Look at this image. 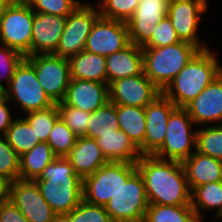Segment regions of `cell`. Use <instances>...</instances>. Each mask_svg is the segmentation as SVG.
I'll list each match as a JSON object with an SVG mask.
<instances>
[{"mask_svg": "<svg viewBox=\"0 0 222 222\" xmlns=\"http://www.w3.org/2000/svg\"><path fill=\"white\" fill-rule=\"evenodd\" d=\"M136 168L143 178L149 204L191 205V191L181 162L141 156Z\"/></svg>", "mask_w": 222, "mask_h": 222, "instance_id": "6da1fadb", "label": "cell"}, {"mask_svg": "<svg viewBox=\"0 0 222 222\" xmlns=\"http://www.w3.org/2000/svg\"><path fill=\"white\" fill-rule=\"evenodd\" d=\"M34 181L59 217L71 212L83 200V180L66 157H56Z\"/></svg>", "mask_w": 222, "mask_h": 222, "instance_id": "7a4b0ae2", "label": "cell"}, {"mask_svg": "<svg viewBox=\"0 0 222 222\" xmlns=\"http://www.w3.org/2000/svg\"><path fill=\"white\" fill-rule=\"evenodd\" d=\"M221 73L222 65L210 48L199 50L162 93L185 108Z\"/></svg>", "mask_w": 222, "mask_h": 222, "instance_id": "3957f363", "label": "cell"}, {"mask_svg": "<svg viewBox=\"0 0 222 222\" xmlns=\"http://www.w3.org/2000/svg\"><path fill=\"white\" fill-rule=\"evenodd\" d=\"M198 51L182 41L165 47H142L143 72L163 92Z\"/></svg>", "mask_w": 222, "mask_h": 222, "instance_id": "277c9868", "label": "cell"}, {"mask_svg": "<svg viewBox=\"0 0 222 222\" xmlns=\"http://www.w3.org/2000/svg\"><path fill=\"white\" fill-rule=\"evenodd\" d=\"M2 94L12 102L16 101L24 114L32 111L43 110L55 103L45 93L37 80L34 66L24 58L15 69L9 84Z\"/></svg>", "mask_w": 222, "mask_h": 222, "instance_id": "5b68a950", "label": "cell"}, {"mask_svg": "<svg viewBox=\"0 0 222 222\" xmlns=\"http://www.w3.org/2000/svg\"><path fill=\"white\" fill-rule=\"evenodd\" d=\"M136 171V163H107L83 179V200L104 206Z\"/></svg>", "mask_w": 222, "mask_h": 222, "instance_id": "8992f818", "label": "cell"}, {"mask_svg": "<svg viewBox=\"0 0 222 222\" xmlns=\"http://www.w3.org/2000/svg\"><path fill=\"white\" fill-rule=\"evenodd\" d=\"M34 11L25 0H14L0 16V43L31 56Z\"/></svg>", "mask_w": 222, "mask_h": 222, "instance_id": "52a82bcc", "label": "cell"}, {"mask_svg": "<svg viewBox=\"0 0 222 222\" xmlns=\"http://www.w3.org/2000/svg\"><path fill=\"white\" fill-rule=\"evenodd\" d=\"M195 123L186 108L176 107L170 114L162 147L154 156L183 163L196 150Z\"/></svg>", "mask_w": 222, "mask_h": 222, "instance_id": "ba28073f", "label": "cell"}, {"mask_svg": "<svg viewBox=\"0 0 222 222\" xmlns=\"http://www.w3.org/2000/svg\"><path fill=\"white\" fill-rule=\"evenodd\" d=\"M148 206L143 178L138 171L104 205L113 222H143Z\"/></svg>", "mask_w": 222, "mask_h": 222, "instance_id": "9c48e42d", "label": "cell"}, {"mask_svg": "<svg viewBox=\"0 0 222 222\" xmlns=\"http://www.w3.org/2000/svg\"><path fill=\"white\" fill-rule=\"evenodd\" d=\"M25 58L34 66L37 80L45 93L54 103L61 102L71 79L69 59L53 53Z\"/></svg>", "mask_w": 222, "mask_h": 222, "instance_id": "30bf717a", "label": "cell"}, {"mask_svg": "<svg viewBox=\"0 0 222 222\" xmlns=\"http://www.w3.org/2000/svg\"><path fill=\"white\" fill-rule=\"evenodd\" d=\"M94 7L90 3H81L67 16L64 31L53 54L69 59L84 51L91 28L100 16L99 9Z\"/></svg>", "mask_w": 222, "mask_h": 222, "instance_id": "8fae6325", "label": "cell"}, {"mask_svg": "<svg viewBox=\"0 0 222 222\" xmlns=\"http://www.w3.org/2000/svg\"><path fill=\"white\" fill-rule=\"evenodd\" d=\"M207 5V0H170L167 12L180 41L192 44L199 50L208 48L197 37L200 18L206 12Z\"/></svg>", "mask_w": 222, "mask_h": 222, "instance_id": "7c38bea8", "label": "cell"}, {"mask_svg": "<svg viewBox=\"0 0 222 222\" xmlns=\"http://www.w3.org/2000/svg\"><path fill=\"white\" fill-rule=\"evenodd\" d=\"M109 101L115 105L145 108L162 91L150 81L142 71L140 74L125 77L108 85Z\"/></svg>", "mask_w": 222, "mask_h": 222, "instance_id": "4fadbf2b", "label": "cell"}, {"mask_svg": "<svg viewBox=\"0 0 222 222\" xmlns=\"http://www.w3.org/2000/svg\"><path fill=\"white\" fill-rule=\"evenodd\" d=\"M9 199L29 222H55L59 217L42 197L34 180L10 182Z\"/></svg>", "mask_w": 222, "mask_h": 222, "instance_id": "5bb4252c", "label": "cell"}, {"mask_svg": "<svg viewBox=\"0 0 222 222\" xmlns=\"http://www.w3.org/2000/svg\"><path fill=\"white\" fill-rule=\"evenodd\" d=\"M129 43L127 22L99 16L87 37L84 50L107 57Z\"/></svg>", "mask_w": 222, "mask_h": 222, "instance_id": "9a60e30c", "label": "cell"}, {"mask_svg": "<svg viewBox=\"0 0 222 222\" xmlns=\"http://www.w3.org/2000/svg\"><path fill=\"white\" fill-rule=\"evenodd\" d=\"M170 0H139L127 21L129 41L143 47L153 35L155 25L167 16Z\"/></svg>", "mask_w": 222, "mask_h": 222, "instance_id": "2e32d148", "label": "cell"}, {"mask_svg": "<svg viewBox=\"0 0 222 222\" xmlns=\"http://www.w3.org/2000/svg\"><path fill=\"white\" fill-rule=\"evenodd\" d=\"M175 108V104L163 93L145 107L144 155H154L162 147L168 119Z\"/></svg>", "mask_w": 222, "mask_h": 222, "instance_id": "e0dca14e", "label": "cell"}, {"mask_svg": "<svg viewBox=\"0 0 222 222\" xmlns=\"http://www.w3.org/2000/svg\"><path fill=\"white\" fill-rule=\"evenodd\" d=\"M185 108L195 124L222 125V73Z\"/></svg>", "mask_w": 222, "mask_h": 222, "instance_id": "ac0fdd59", "label": "cell"}, {"mask_svg": "<svg viewBox=\"0 0 222 222\" xmlns=\"http://www.w3.org/2000/svg\"><path fill=\"white\" fill-rule=\"evenodd\" d=\"M67 16L34 12L31 56L54 53L64 31Z\"/></svg>", "mask_w": 222, "mask_h": 222, "instance_id": "d6986e66", "label": "cell"}, {"mask_svg": "<svg viewBox=\"0 0 222 222\" xmlns=\"http://www.w3.org/2000/svg\"><path fill=\"white\" fill-rule=\"evenodd\" d=\"M109 101L108 84L70 79L66 94L62 100L65 105L87 112H94Z\"/></svg>", "mask_w": 222, "mask_h": 222, "instance_id": "ffe728a7", "label": "cell"}, {"mask_svg": "<svg viewBox=\"0 0 222 222\" xmlns=\"http://www.w3.org/2000/svg\"><path fill=\"white\" fill-rule=\"evenodd\" d=\"M65 157L82 180L109 163L97 141L85 136L77 137L76 143Z\"/></svg>", "mask_w": 222, "mask_h": 222, "instance_id": "44dd1931", "label": "cell"}, {"mask_svg": "<svg viewBox=\"0 0 222 222\" xmlns=\"http://www.w3.org/2000/svg\"><path fill=\"white\" fill-rule=\"evenodd\" d=\"M190 191L206 183L222 181V160L197 150L182 163Z\"/></svg>", "mask_w": 222, "mask_h": 222, "instance_id": "7402d4cb", "label": "cell"}, {"mask_svg": "<svg viewBox=\"0 0 222 222\" xmlns=\"http://www.w3.org/2000/svg\"><path fill=\"white\" fill-rule=\"evenodd\" d=\"M143 71L142 47L131 42L122 50L106 57L107 84L140 74Z\"/></svg>", "mask_w": 222, "mask_h": 222, "instance_id": "603a6c76", "label": "cell"}, {"mask_svg": "<svg viewBox=\"0 0 222 222\" xmlns=\"http://www.w3.org/2000/svg\"><path fill=\"white\" fill-rule=\"evenodd\" d=\"M96 141L109 162L136 163L142 156L139 148L121 129L101 135Z\"/></svg>", "mask_w": 222, "mask_h": 222, "instance_id": "cb8c5ba5", "label": "cell"}, {"mask_svg": "<svg viewBox=\"0 0 222 222\" xmlns=\"http://www.w3.org/2000/svg\"><path fill=\"white\" fill-rule=\"evenodd\" d=\"M70 78L107 83L106 57L81 51L69 58Z\"/></svg>", "mask_w": 222, "mask_h": 222, "instance_id": "d4e9b609", "label": "cell"}, {"mask_svg": "<svg viewBox=\"0 0 222 222\" xmlns=\"http://www.w3.org/2000/svg\"><path fill=\"white\" fill-rule=\"evenodd\" d=\"M120 129L134 142L144 156V138L146 133L145 108L117 105Z\"/></svg>", "mask_w": 222, "mask_h": 222, "instance_id": "484cf974", "label": "cell"}, {"mask_svg": "<svg viewBox=\"0 0 222 222\" xmlns=\"http://www.w3.org/2000/svg\"><path fill=\"white\" fill-rule=\"evenodd\" d=\"M47 142H40L19 158V179L34 180L56 158Z\"/></svg>", "mask_w": 222, "mask_h": 222, "instance_id": "4316f807", "label": "cell"}, {"mask_svg": "<svg viewBox=\"0 0 222 222\" xmlns=\"http://www.w3.org/2000/svg\"><path fill=\"white\" fill-rule=\"evenodd\" d=\"M191 206L202 221V210L216 209V218L222 215V181L206 183L191 191Z\"/></svg>", "mask_w": 222, "mask_h": 222, "instance_id": "83f0119b", "label": "cell"}, {"mask_svg": "<svg viewBox=\"0 0 222 222\" xmlns=\"http://www.w3.org/2000/svg\"><path fill=\"white\" fill-rule=\"evenodd\" d=\"M143 222H202L191 205L149 204Z\"/></svg>", "mask_w": 222, "mask_h": 222, "instance_id": "f1b7e54d", "label": "cell"}, {"mask_svg": "<svg viewBox=\"0 0 222 222\" xmlns=\"http://www.w3.org/2000/svg\"><path fill=\"white\" fill-rule=\"evenodd\" d=\"M120 129L117 105L108 101L104 106L91 113L85 137L97 139L101 135Z\"/></svg>", "mask_w": 222, "mask_h": 222, "instance_id": "f546056e", "label": "cell"}, {"mask_svg": "<svg viewBox=\"0 0 222 222\" xmlns=\"http://www.w3.org/2000/svg\"><path fill=\"white\" fill-rule=\"evenodd\" d=\"M5 137L19 157L40 143L33 128L24 118L20 117L14 119Z\"/></svg>", "mask_w": 222, "mask_h": 222, "instance_id": "4dcf8cb0", "label": "cell"}, {"mask_svg": "<svg viewBox=\"0 0 222 222\" xmlns=\"http://www.w3.org/2000/svg\"><path fill=\"white\" fill-rule=\"evenodd\" d=\"M196 150L222 160V125L215 124L197 129Z\"/></svg>", "mask_w": 222, "mask_h": 222, "instance_id": "1f68e13d", "label": "cell"}, {"mask_svg": "<svg viewBox=\"0 0 222 222\" xmlns=\"http://www.w3.org/2000/svg\"><path fill=\"white\" fill-rule=\"evenodd\" d=\"M60 117L57 104L43 109L26 113L24 119L36 133L40 142H47L55 121Z\"/></svg>", "mask_w": 222, "mask_h": 222, "instance_id": "d6a6232c", "label": "cell"}, {"mask_svg": "<svg viewBox=\"0 0 222 222\" xmlns=\"http://www.w3.org/2000/svg\"><path fill=\"white\" fill-rule=\"evenodd\" d=\"M77 137L59 117L53 125L47 143L57 157H65L76 143Z\"/></svg>", "mask_w": 222, "mask_h": 222, "instance_id": "836d02e7", "label": "cell"}, {"mask_svg": "<svg viewBox=\"0 0 222 222\" xmlns=\"http://www.w3.org/2000/svg\"><path fill=\"white\" fill-rule=\"evenodd\" d=\"M139 0H100L96 3L100 16L127 22L134 14Z\"/></svg>", "mask_w": 222, "mask_h": 222, "instance_id": "e575fe53", "label": "cell"}, {"mask_svg": "<svg viewBox=\"0 0 222 222\" xmlns=\"http://www.w3.org/2000/svg\"><path fill=\"white\" fill-rule=\"evenodd\" d=\"M63 217L68 222H113L104 206L93 205L84 200Z\"/></svg>", "mask_w": 222, "mask_h": 222, "instance_id": "d590c367", "label": "cell"}, {"mask_svg": "<svg viewBox=\"0 0 222 222\" xmlns=\"http://www.w3.org/2000/svg\"><path fill=\"white\" fill-rule=\"evenodd\" d=\"M59 115L66 125L78 136H85L91 113L57 102Z\"/></svg>", "mask_w": 222, "mask_h": 222, "instance_id": "8d00e7d4", "label": "cell"}, {"mask_svg": "<svg viewBox=\"0 0 222 222\" xmlns=\"http://www.w3.org/2000/svg\"><path fill=\"white\" fill-rule=\"evenodd\" d=\"M18 154L8 144L5 136L0 137V176L13 182L19 179L20 162Z\"/></svg>", "mask_w": 222, "mask_h": 222, "instance_id": "74e56055", "label": "cell"}, {"mask_svg": "<svg viewBox=\"0 0 222 222\" xmlns=\"http://www.w3.org/2000/svg\"><path fill=\"white\" fill-rule=\"evenodd\" d=\"M34 12L68 16L80 4L79 0H25Z\"/></svg>", "mask_w": 222, "mask_h": 222, "instance_id": "f35d334b", "label": "cell"}, {"mask_svg": "<svg viewBox=\"0 0 222 222\" xmlns=\"http://www.w3.org/2000/svg\"><path fill=\"white\" fill-rule=\"evenodd\" d=\"M24 58L25 57L18 51L0 43V71L2 73L5 70L3 74L0 73V93L5 89L2 80L4 79L8 85L14 75L15 69Z\"/></svg>", "mask_w": 222, "mask_h": 222, "instance_id": "ab89813d", "label": "cell"}, {"mask_svg": "<svg viewBox=\"0 0 222 222\" xmlns=\"http://www.w3.org/2000/svg\"><path fill=\"white\" fill-rule=\"evenodd\" d=\"M180 42L168 16L155 25L153 35L143 47H165Z\"/></svg>", "mask_w": 222, "mask_h": 222, "instance_id": "60d3db41", "label": "cell"}, {"mask_svg": "<svg viewBox=\"0 0 222 222\" xmlns=\"http://www.w3.org/2000/svg\"><path fill=\"white\" fill-rule=\"evenodd\" d=\"M0 222H29L16 205L7 199L0 204Z\"/></svg>", "mask_w": 222, "mask_h": 222, "instance_id": "b9f144b4", "label": "cell"}, {"mask_svg": "<svg viewBox=\"0 0 222 222\" xmlns=\"http://www.w3.org/2000/svg\"><path fill=\"white\" fill-rule=\"evenodd\" d=\"M10 101L0 93V135L5 136L7 133L8 128L14 121L11 116V111L8 108V103Z\"/></svg>", "mask_w": 222, "mask_h": 222, "instance_id": "7bdbcfd3", "label": "cell"}, {"mask_svg": "<svg viewBox=\"0 0 222 222\" xmlns=\"http://www.w3.org/2000/svg\"><path fill=\"white\" fill-rule=\"evenodd\" d=\"M10 181L0 176V204L9 199Z\"/></svg>", "mask_w": 222, "mask_h": 222, "instance_id": "ee69618b", "label": "cell"}, {"mask_svg": "<svg viewBox=\"0 0 222 222\" xmlns=\"http://www.w3.org/2000/svg\"><path fill=\"white\" fill-rule=\"evenodd\" d=\"M14 0H0V16Z\"/></svg>", "mask_w": 222, "mask_h": 222, "instance_id": "f6af8a7d", "label": "cell"}, {"mask_svg": "<svg viewBox=\"0 0 222 222\" xmlns=\"http://www.w3.org/2000/svg\"><path fill=\"white\" fill-rule=\"evenodd\" d=\"M55 222H68L64 217H58Z\"/></svg>", "mask_w": 222, "mask_h": 222, "instance_id": "bcb514c9", "label": "cell"}]
</instances>
